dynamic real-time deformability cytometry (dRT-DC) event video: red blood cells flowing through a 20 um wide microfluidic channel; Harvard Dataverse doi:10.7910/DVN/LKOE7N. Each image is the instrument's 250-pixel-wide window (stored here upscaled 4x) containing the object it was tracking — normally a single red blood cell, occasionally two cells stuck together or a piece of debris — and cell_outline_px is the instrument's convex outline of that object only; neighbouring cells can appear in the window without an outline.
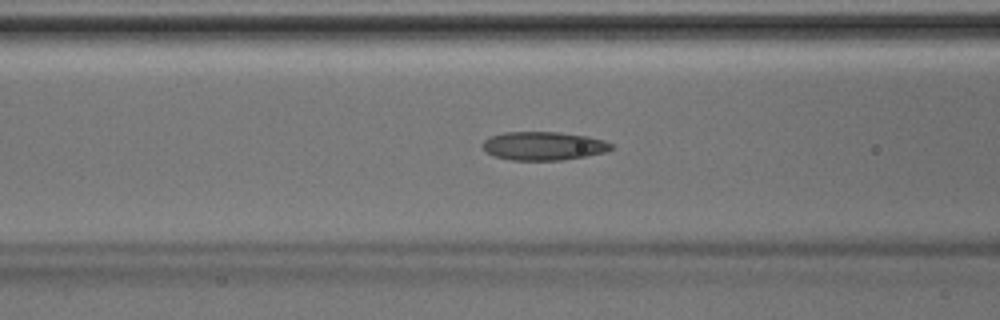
{"species": "Egyptian fruit bat (a non-hibernating species)", "species_latin": "Rousettus aegyptiacus", "temperature_condition": "room temperature", "stored_images_in_passage": 45, "camera_frame_rate_fps": 3000, "um_per_image_px": 0.085, "animal": {"sex": "male"}, "frame": {"image": 1, "passage_image": 18, "time_ms": 5.667, "image_size_px": [1000, 320], "cell_outline_px": [[616, 148], [608, 152], [560, 160], [512, 160], [496, 156], [488, 152], [480, 144], [488, 136], [504, 132], [556, 132], [588, 136], [604, 140], [612, 144]], "centroid_in_image_um": [46.22, 12.39], "position_along_channel_um": 120.4, "area_um2": 21.44}}
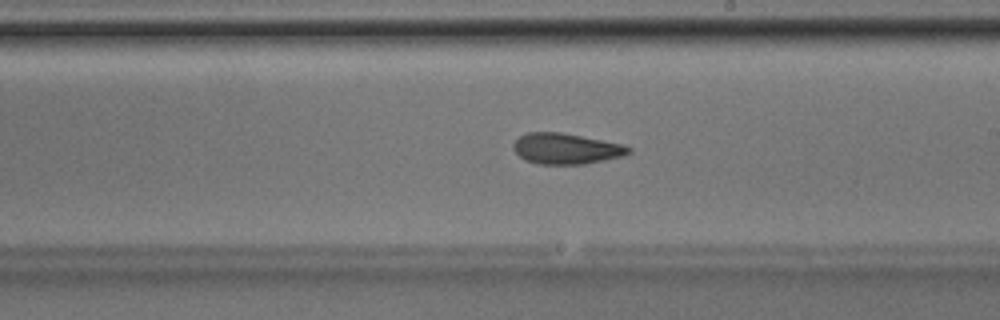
{"frame": {"image": 2, "passage_image": 26, "time_ms": 8.333, "image_size_px": [1000, 320], "cell_outline_px": [[632, 152], [624, 156], [584, 164], [540, 164], [524, 160], [512, 148], [512, 144], [520, 136], [528, 132], [560, 132], [624, 144], [632, 148]], "centroid_in_image_um": [48.14, 12.64], "position_along_channel_um": 240.9, "area_um2": 20.75}}
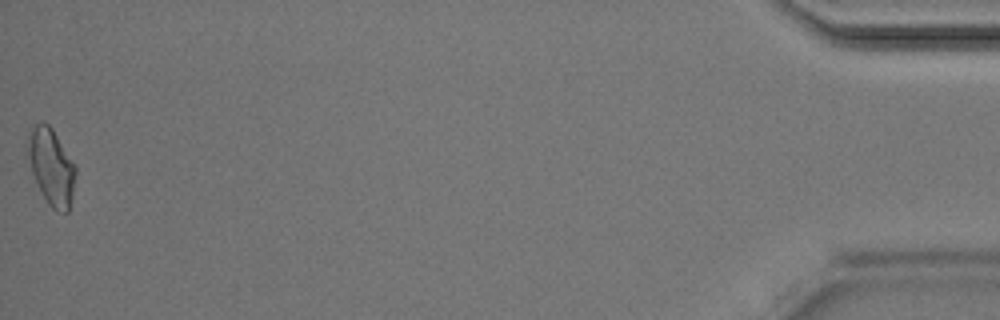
{"frame": {"image": 3, "passage_image": 45, "time_ms": 14.667, "image_size_px": [1000, 320], "cell_outline_px": [[76, 172], [72, 196], [68, 212], [56, 212], [48, 204], [32, 172], [28, 156], [28, 136], [32, 128], [36, 124], [44, 120], [52, 128], [76, 164]], "centroid_in_image_um": [4.39, 14.16], "position_along_channel_um": 430.8, "area_um2": 21.1}}